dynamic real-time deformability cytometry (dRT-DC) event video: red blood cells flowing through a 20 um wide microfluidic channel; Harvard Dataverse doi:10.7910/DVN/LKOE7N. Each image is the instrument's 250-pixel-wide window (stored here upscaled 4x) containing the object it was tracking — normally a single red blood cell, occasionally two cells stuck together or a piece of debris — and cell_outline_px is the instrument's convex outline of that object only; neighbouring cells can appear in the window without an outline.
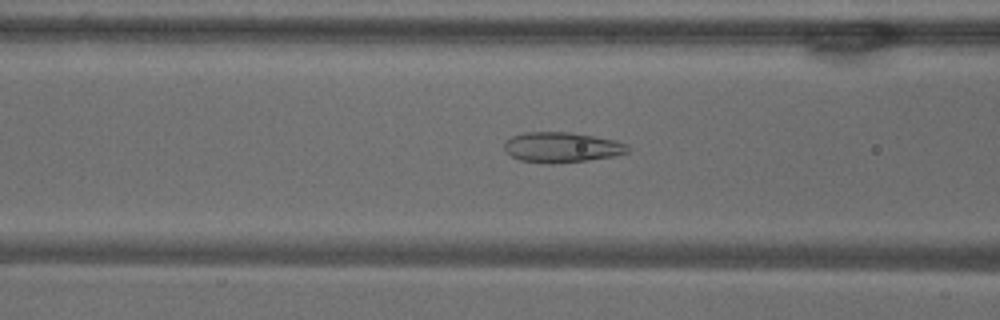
{"species": "common noctule bat (a hibernating species)", "species_latin": "Nyctalus noctula", "temperature_condition": "warm", "stored_images_in_passage": 43, "camera_frame_rate_fps": 3000, "um_per_image_px": 0.085, "animal": {"sex": "male", "body_mass_g": 18.8}, "frame": {"image": 1, "passage_image": 10, "time_ms": 3.0, "image_size_px": [1000, 320], "cell_outline_px": [[628, 152], [612, 156], [588, 160], [556, 164], [540, 164], [520, 160], [512, 156], [504, 148], [504, 140], [512, 136], [524, 132], [572, 132], [616, 140], [628, 144]], "centroid_in_image_um": [47.72, 12.52], "position_along_channel_um": 118.9, "area_um2": 22.02}}
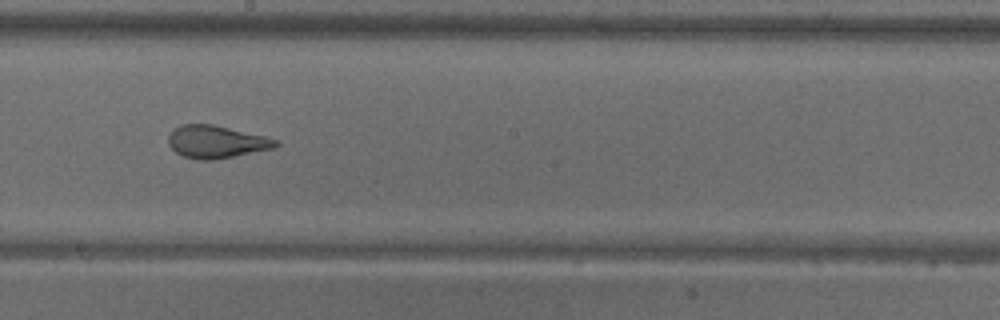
{"frame": {"image": 2, "passage_image": 19, "time_ms": 6.0, "image_size_px": [1000, 320], "cell_outline_px": [[280, 144], [272, 148], [212, 160], [200, 160], [184, 156], [176, 152], [168, 144], [168, 136], [180, 124], [212, 124], [264, 136], [280, 140]], "centroid_in_image_um": [18.37, 12.05], "position_along_channel_um": 229.8, "area_um2": 20.06}}
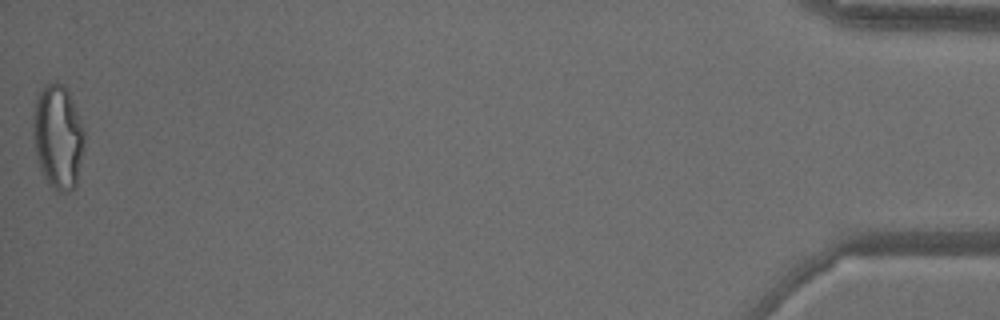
{"frame": {"image": 3, "passage_image": 43, "time_ms": 14.0, "image_size_px": [1000, 320], "cell_outline_px": [[84, 148], [76, 184], [68, 192], [60, 192], [48, 184], [40, 172], [36, 156], [36, 96], [44, 84], [56, 80], [64, 84], [68, 88], [84, 128]], "centroid_in_image_um": [4.97, 11.61], "position_along_channel_um": 430.2, "area_um2": 30.87}, "authors_computed_cell_mechanics": {"area_um2": 22.4842, "velocity_mm_per_s": 3.6925, "shape_relaxation_time_tau1_ms": null, "shape_relaxation_time_tau2_ms": 0.922, "deformation_change_tau1": null, "deformation_change_tau2": 0.0913}}